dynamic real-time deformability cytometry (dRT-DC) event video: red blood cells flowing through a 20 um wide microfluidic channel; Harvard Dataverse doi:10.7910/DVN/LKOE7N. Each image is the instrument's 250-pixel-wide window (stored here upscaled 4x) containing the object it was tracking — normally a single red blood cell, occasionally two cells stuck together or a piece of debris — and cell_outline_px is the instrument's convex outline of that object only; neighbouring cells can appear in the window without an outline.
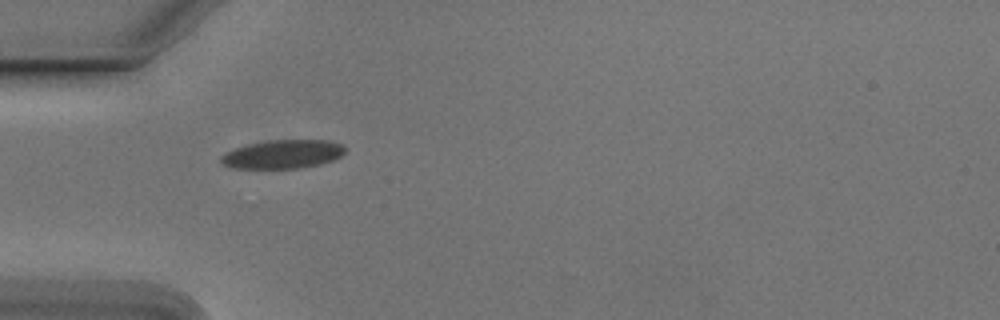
{"species": "Egyptian fruit bat (a non-hibernating species)", "species_latin": "Rousettus aegyptiacus", "temperature_condition": "cold", "stored_images_in_passage": 4, "camera_frame_rate_fps": 3000, "um_per_image_px": 0.085, "animal": {"sex": "male"}, "frame": {"image": 1, "passage_image": 1, "time_ms": 0.0, "image_size_px": [1000, 320], "cell_outline_px": [[344, 152], [340, 156], [332, 160], [320, 164], [296, 168], [232, 168], [220, 164], [220, 156], [224, 152], [232, 148], [248, 144], [268, 140], [324, 140], [340, 144], [344, 148]], "centroid_in_image_um": [23.93, 13.11], "position_along_channel_um": 61.1, "area_um2": 20.69}}